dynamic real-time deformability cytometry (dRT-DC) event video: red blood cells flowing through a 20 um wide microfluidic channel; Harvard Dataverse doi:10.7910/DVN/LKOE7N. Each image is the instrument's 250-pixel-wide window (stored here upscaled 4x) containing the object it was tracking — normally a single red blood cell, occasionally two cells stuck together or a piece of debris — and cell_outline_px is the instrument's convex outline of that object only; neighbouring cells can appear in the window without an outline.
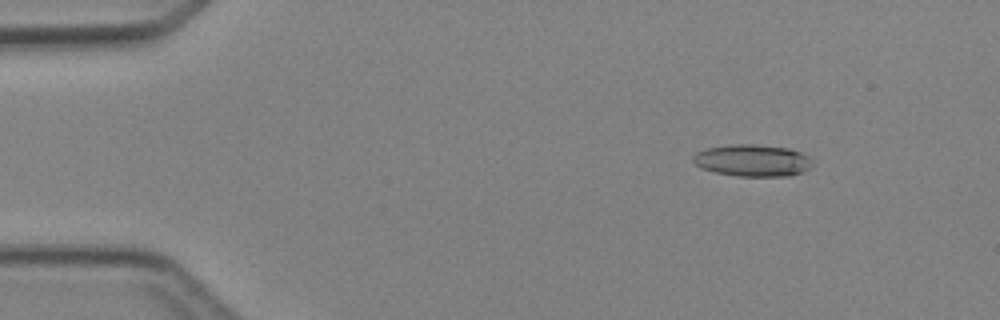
{"species": "Egyptian fruit bat (a non-hibernating species)", "species_latin": "Rousettus aegyptiacus", "temperature_condition": "cold", "stored_images_in_passage": 4, "camera_frame_rate_fps": 3000, "um_per_image_px": 0.085, "animal": {"sex": "female"}, "frame": {"image": 1, "passage_image": 2, "time_ms": 1.333, "image_size_px": [1000, 320], "cell_outline_px": [[812, 164], [804, 172], [788, 176], [736, 176], [716, 172], [700, 168], [692, 160], [692, 156], [696, 152], [704, 148], [732, 144], [756, 144], [788, 148], [800, 152], [808, 156], [812, 160]], "centroid_in_image_um": [63.94, 13.63], "position_along_channel_um": 21.1, "area_um2": 22.37}}